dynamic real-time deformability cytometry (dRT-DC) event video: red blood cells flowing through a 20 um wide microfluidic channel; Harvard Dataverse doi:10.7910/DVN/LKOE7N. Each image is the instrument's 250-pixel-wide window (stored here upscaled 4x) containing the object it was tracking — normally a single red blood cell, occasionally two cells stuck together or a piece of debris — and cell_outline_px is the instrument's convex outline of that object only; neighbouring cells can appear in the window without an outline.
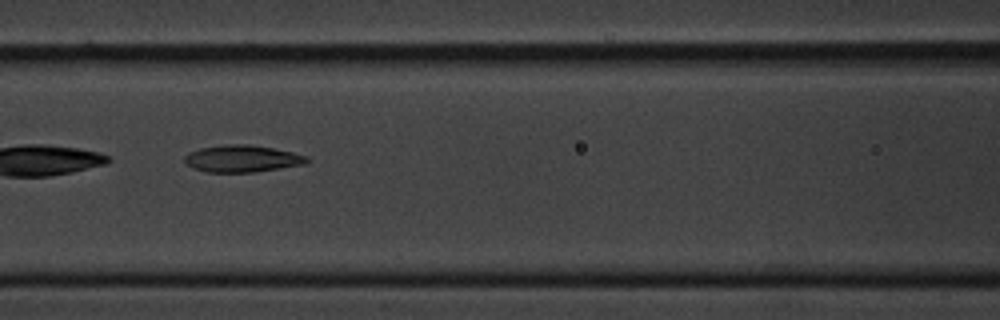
{"species": "common noctule bat (a hibernating species)", "species_latin": "Nyctalus noctula", "temperature_condition": "cold", "stored_images_in_passage": 16, "camera_frame_rate_fps": 3000, "um_per_image_px": 0.085, "animal": {"sex": "male", "body_mass_g": 20.1, "forearm_length_mm": 53.5}, "frame": {"image": 1, "passage_image": 7, "time_ms": 2.0, "image_size_px": [1000, 320], "cell_outline_px": [[308, 160], [304, 164], [256, 172], [208, 172], [192, 168], [184, 160], [184, 156], [188, 152], [200, 148], [228, 144], [248, 144], [272, 148], [292, 152], [308, 156]], "centroid_in_image_um": [20.56, 13.48], "position_along_channel_um": 146.0, "area_um2": 19.13}}